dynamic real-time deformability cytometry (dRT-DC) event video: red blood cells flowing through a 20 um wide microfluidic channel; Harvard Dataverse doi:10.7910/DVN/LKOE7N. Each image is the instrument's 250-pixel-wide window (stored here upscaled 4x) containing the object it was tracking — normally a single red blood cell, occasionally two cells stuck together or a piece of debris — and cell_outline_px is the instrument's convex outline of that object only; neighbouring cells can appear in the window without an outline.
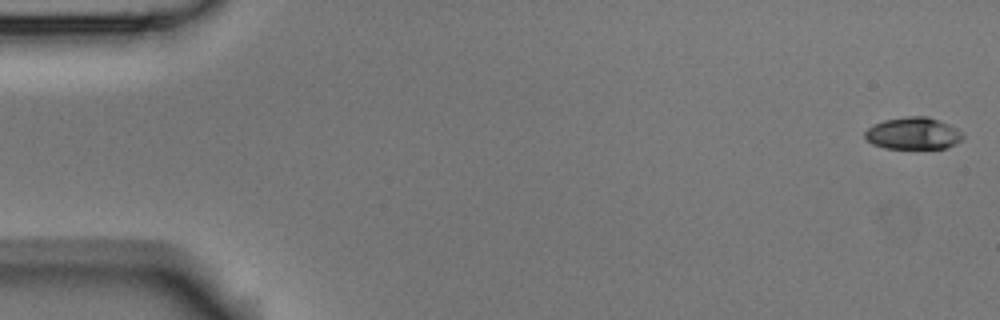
{"species": "Egyptian fruit bat (a non-hibernating species)", "species_latin": "Rousettus aegyptiacus", "temperature_condition": "room temperature", "stored_images_in_passage": 53, "camera_frame_rate_fps": 3000, "um_per_image_px": 0.085, "animal": {"sex": "male"}, "frame": {"image": 1, "passage_image": 1, "time_ms": 0.0, "image_size_px": [1000, 320], "cell_outline_px": [[964, 136], [960, 140], [944, 148], [884, 148], [872, 144], [864, 136], [864, 132], [872, 124], [884, 120], [908, 116], [928, 116], [948, 124], [964, 132]], "centroid_in_image_um": [77.59, 11.33], "position_along_channel_um": 7.4, "area_um2": 18.21}}
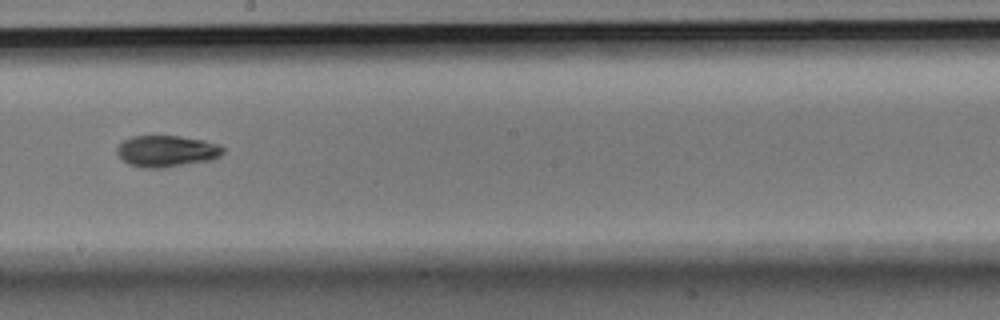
{"frame": {"image": 2, "passage_image": 30, "time_ms": 9.667, "image_size_px": [1000, 320], "cell_outline_px": [[224, 152], [220, 156], [212, 160], [160, 168], [144, 168], [128, 164], [116, 152], [116, 148], [124, 140], [132, 136], [180, 136], [204, 140], [220, 144], [224, 148]], "centroid_in_image_um": [14.19, 12.84], "position_along_channel_um": 234.0, "area_um2": 19.48}}
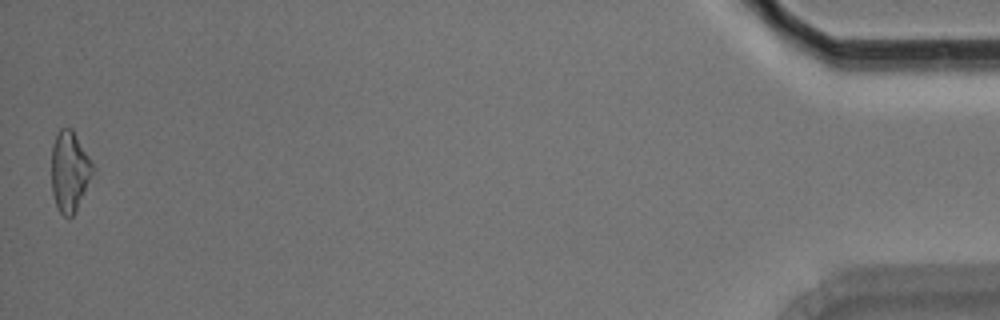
{"frame": {"image": 3, "passage_image": 53, "time_ms": 17.333, "image_size_px": [1000, 320], "cell_outline_px": [[96, 172], [76, 212], [72, 216], [64, 216], [60, 212], [56, 204], [52, 192], [52, 144], [60, 128], [72, 128], [92, 160], [96, 168]], "centroid_in_image_um": [5.97, 14.57], "position_along_channel_um": 429.2, "area_um2": 19.83}, "authors_computed_cell_mechanics": {"area_um2": 18.9006, "velocity_mm_per_s": 3.7733, "shape_relaxation_time_tau1_ms": 4.6888, "shape_relaxation_time_tau2_ms": 6.0923, "deformation_change_tau1": 0.1245, "deformation_change_tau2": 0.1149}}